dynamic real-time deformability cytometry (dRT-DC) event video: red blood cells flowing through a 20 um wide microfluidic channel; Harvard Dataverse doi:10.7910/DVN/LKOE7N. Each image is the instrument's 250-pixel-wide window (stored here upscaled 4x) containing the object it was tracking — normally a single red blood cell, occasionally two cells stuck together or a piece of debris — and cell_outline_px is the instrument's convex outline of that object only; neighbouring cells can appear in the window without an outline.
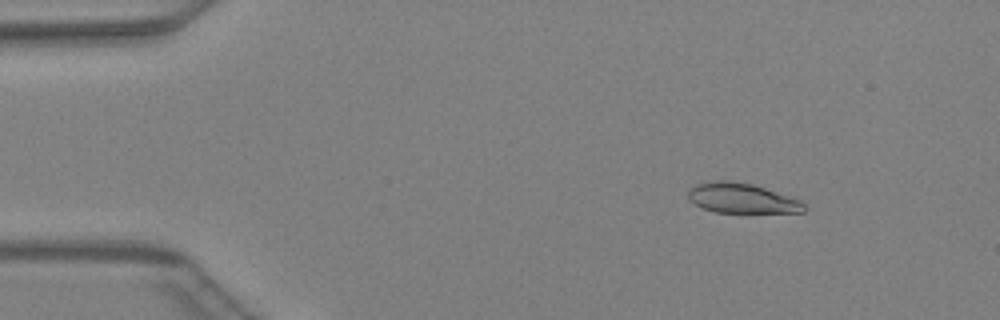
{"species": "Egyptian fruit bat (a non-hibernating species)", "species_latin": "Rousettus aegyptiacus", "temperature_condition": "warm", "stored_images_in_passage": 47, "camera_frame_rate_fps": 3000, "um_per_image_px": 0.085, "animal": {"sex": "female"}, "frame": {"image": 1, "passage_image": 7, "time_ms": 2.0, "image_size_px": [1000, 320], "cell_outline_px": [[808, 208], [804, 212], [712, 212], [688, 200], [688, 188], [696, 184], [712, 180], [732, 180], [752, 184], [800, 200]], "centroid_in_image_um": [63.01, 16.84], "position_along_channel_um": 22.0, "area_um2": 20.23}}
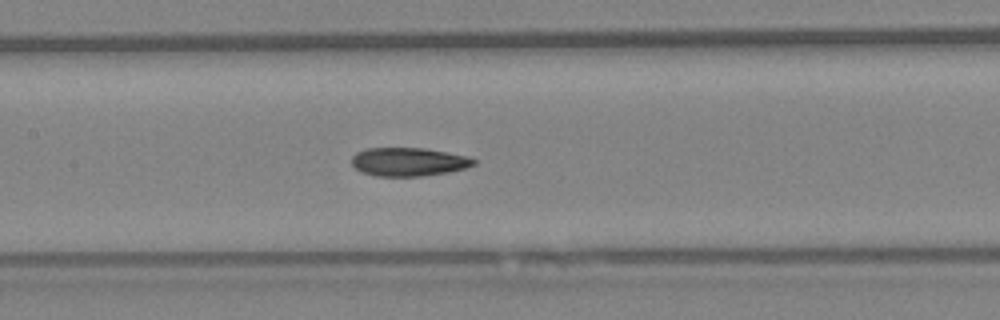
{"frame": {"image": 2, "passage_image": 23, "time_ms": 7.333, "image_size_px": [1000, 320], "cell_outline_px": [[476, 164], [464, 168], [448, 172], [420, 176], [376, 176], [360, 172], [352, 164], [352, 156], [356, 152], [364, 148], [424, 148], [468, 156], [476, 160]], "centroid_in_image_um": [34.7, 13.75], "position_along_channel_um": 172.7, "area_um2": 20.29}}
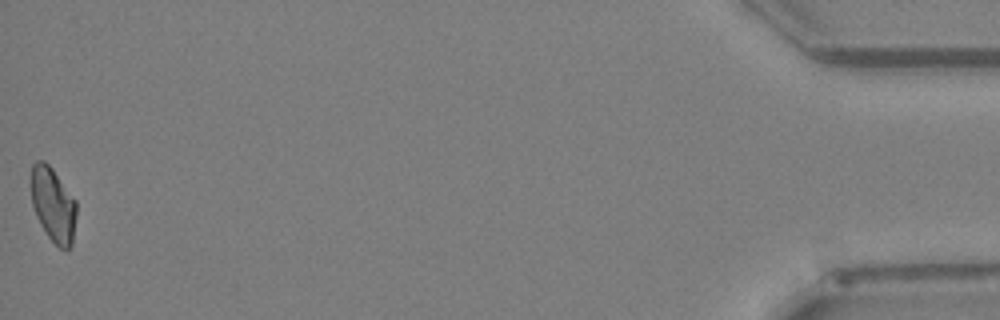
{"frame": {"image": 3, "passage_image": 47, "time_ms": 15.333, "image_size_px": [1000, 320], "cell_outline_px": [[76, 216], [72, 244], [68, 248], [60, 248], [48, 236], [40, 224], [36, 216], [32, 204], [32, 164], [36, 160], [44, 160], [52, 168], [76, 200]], "centroid_in_image_um": [4.52, 17.38], "position_along_channel_um": 430.7, "area_um2": 19.48}}